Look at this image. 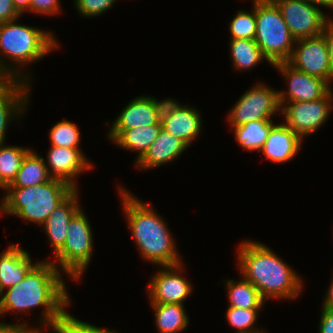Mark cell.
I'll return each mask as SVG.
<instances>
[{
    "mask_svg": "<svg viewBox=\"0 0 333 333\" xmlns=\"http://www.w3.org/2000/svg\"><path fill=\"white\" fill-rule=\"evenodd\" d=\"M321 307H329L333 309V278L331 279V285L326 290Z\"/></svg>",
    "mask_w": 333,
    "mask_h": 333,
    "instance_id": "39",
    "label": "cell"
},
{
    "mask_svg": "<svg viewBox=\"0 0 333 333\" xmlns=\"http://www.w3.org/2000/svg\"><path fill=\"white\" fill-rule=\"evenodd\" d=\"M36 263L23 247L10 244L0 253V293L21 282Z\"/></svg>",
    "mask_w": 333,
    "mask_h": 333,
    "instance_id": "21",
    "label": "cell"
},
{
    "mask_svg": "<svg viewBox=\"0 0 333 333\" xmlns=\"http://www.w3.org/2000/svg\"><path fill=\"white\" fill-rule=\"evenodd\" d=\"M31 83L21 79H0V143L12 120L21 119L29 105Z\"/></svg>",
    "mask_w": 333,
    "mask_h": 333,
    "instance_id": "15",
    "label": "cell"
},
{
    "mask_svg": "<svg viewBox=\"0 0 333 333\" xmlns=\"http://www.w3.org/2000/svg\"><path fill=\"white\" fill-rule=\"evenodd\" d=\"M333 90L312 101L280 102L282 121L301 140L315 133L331 114ZM306 136V137H305Z\"/></svg>",
    "mask_w": 333,
    "mask_h": 333,
    "instance_id": "9",
    "label": "cell"
},
{
    "mask_svg": "<svg viewBox=\"0 0 333 333\" xmlns=\"http://www.w3.org/2000/svg\"><path fill=\"white\" fill-rule=\"evenodd\" d=\"M55 333H112V330L78 320L69 314L59 325Z\"/></svg>",
    "mask_w": 333,
    "mask_h": 333,
    "instance_id": "32",
    "label": "cell"
},
{
    "mask_svg": "<svg viewBox=\"0 0 333 333\" xmlns=\"http://www.w3.org/2000/svg\"><path fill=\"white\" fill-rule=\"evenodd\" d=\"M272 1L279 8L289 32L295 40L323 34L324 27L330 20L318 5L304 0Z\"/></svg>",
    "mask_w": 333,
    "mask_h": 333,
    "instance_id": "10",
    "label": "cell"
},
{
    "mask_svg": "<svg viewBox=\"0 0 333 333\" xmlns=\"http://www.w3.org/2000/svg\"><path fill=\"white\" fill-rule=\"evenodd\" d=\"M304 1L310 2L318 6L328 7V9L331 8L333 10V0H304Z\"/></svg>",
    "mask_w": 333,
    "mask_h": 333,
    "instance_id": "41",
    "label": "cell"
},
{
    "mask_svg": "<svg viewBox=\"0 0 333 333\" xmlns=\"http://www.w3.org/2000/svg\"><path fill=\"white\" fill-rule=\"evenodd\" d=\"M184 263L160 266L147 287L150 303L183 304L192 293L193 285L183 275ZM182 272V273H181Z\"/></svg>",
    "mask_w": 333,
    "mask_h": 333,
    "instance_id": "12",
    "label": "cell"
},
{
    "mask_svg": "<svg viewBox=\"0 0 333 333\" xmlns=\"http://www.w3.org/2000/svg\"><path fill=\"white\" fill-rule=\"evenodd\" d=\"M273 67L288 84L287 92L278 91L280 102L312 101L325 97L332 90L326 80L304 73L288 62L276 63Z\"/></svg>",
    "mask_w": 333,
    "mask_h": 333,
    "instance_id": "13",
    "label": "cell"
},
{
    "mask_svg": "<svg viewBox=\"0 0 333 333\" xmlns=\"http://www.w3.org/2000/svg\"><path fill=\"white\" fill-rule=\"evenodd\" d=\"M259 311L261 309H243L228 306L225 316L228 324L236 329V333H267L255 326Z\"/></svg>",
    "mask_w": 333,
    "mask_h": 333,
    "instance_id": "30",
    "label": "cell"
},
{
    "mask_svg": "<svg viewBox=\"0 0 333 333\" xmlns=\"http://www.w3.org/2000/svg\"><path fill=\"white\" fill-rule=\"evenodd\" d=\"M14 7L23 15L25 12L30 11L31 0H12Z\"/></svg>",
    "mask_w": 333,
    "mask_h": 333,
    "instance_id": "40",
    "label": "cell"
},
{
    "mask_svg": "<svg viewBox=\"0 0 333 333\" xmlns=\"http://www.w3.org/2000/svg\"><path fill=\"white\" fill-rule=\"evenodd\" d=\"M165 99L138 96L131 100L115 118L109 130H128L149 125H161L160 117Z\"/></svg>",
    "mask_w": 333,
    "mask_h": 333,
    "instance_id": "17",
    "label": "cell"
},
{
    "mask_svg": "<svg viewBox=\"0 0 333 333\" xmlns=\"http://www.w3.org/2000/svg\"><path fill=\"white\" fill-rule=\"evenodd\" d=\"M158 333H180L189 325V316L183 304L151 303Z\"/></svg>",
    "mask_w": 333,
    "mask_h": 333,
    "instance_id": "24",
    "label": "cell"
},
{
    "mask_svg": "<svg viewBox=\"0 0 333 333\" xmlns=\"http://www.w3.org/2000/svg\"><path fill=\"white\" fill-rule=\"evenodd\" d=\"M278 91L260 82L246 90L227 115L231 127L251 121H273L272 116L281 111Z\"/></svg>",
    "mask_w": 333,
    "mask_h": 333,
    "instance_id": "8",
    "label": "cell"
},
{
    "mask_svg": "<svg viewBox=\"0 0 333 333\" xmlns=\"http://www.w3.org/2000/svg\"><path fill=\"white\" fill-rule=\"evenodd\" d=\"M47 162L46 166L52 179L63 181L74 190L79 188L76 184L78 175L93 168V164L81 149L51 146L48 150Z\"/></svg>",
    "mask_w": 333,
    "mask_h": 333,
    "instance_id": "16",
    "label": "cell"
},
{
    "mask_svg": "<svg viewBox=\"0 0 333 333\" xmlns=\"http://www.w3.org/2000/svg\"><path fill=\"white\" fill-rule=\"evenodd\" d=\"M251 11L239 10L229 23L230 39L255 40L256 35V0H252Z\"/></svg>",
    "mask_w": 333,
    "mask_h": 333,
    "instance_id": "29",
    "label": "cell"
},
{
    "mask_svg": "<svg viewBox=\"0 0 333 333\" xmlns=\"http://www.w3.org/2000/svg\"><path fill=\"white\" fill-rule=\"evenodd\" d=\"M17 21L0 23V79H21L31 83L34 79L29 75L31 72H22L21 67L41 60L60 46L53 32L17 24Z\"/></svg>",
    "mask_w": 333,
    "mask_h": 333,
    "instance_id": "4",
    "label": "cell"
},
{
    "mask_svg": "<svg viewBox=\"0 0 333 333\" xmlns=\"http://www.w3.org/2000/svg\"><path fill=\"white\" fill-rule=\"evenodd\" d=\"M229 45L231 60L237 71L249 70L260 64L262 60L271 64L255 40L230 39Z\"/></svg>",
    "mask_w": 333,
    "mask_h": 333,
    "instance_id": "27",
    "label": "cell"
},
{
    "mask_svg": "<svg viewBox=\"0 0 333 333\" xmlns=\"http://www.w3.org/2000/svg\"><path fill=\"white\" fill-rule=\"evenodd\" d=\"M321 315L319 320V333H333V309L329 307H321Z\"/></svg>",
    "mask_w": 333,
    "mask_h": 333,
    "instance_id": "36",
    "label": "cell"
},
{
    "mask_svg": "<svg viewBox=\"0 0 333 333\" xmlns=\"http://www.w3.org/2000/svg\"><path fill=\"white\" fill-rule=\"evenodd\" d=\"M51 146L81 149L79 127L70 121L62 120L53 125L49 131Z\"/></svg>",
    "mask_w": 333,
    "mask_h": 333,
    "instance_id": "31",
    "label": "cell"
},
{
    "mask_svg": "<svg viewBox=\"0 0 333 333\" xmlns=\"http://www.w3.org/2000/svg\"><path fill=\"white\" fill-rule=\"evenodd\" d=\"M0 333H33V327L29 328L26 322L8 324L0 321Z\"/></svg>",
    "mask_w": 333,
    "mask_h": 333,
    "instance_id": "37",
    "label": "cell"
},
{
    "mask_svg": "<svg viewBox=\"0 0 333 333\" xmlns=\"http://www.w3.org/2000/svg\"><path fill=\"white\" fill-rule=\"evenodd\" d=\"M179 103L176 99L165 98L160 117L161 127L190 147L202 131V116L193 106Z\"/></svg>",
    "mask_w": 333,
    "mask_h": 333,
    "instance_id": "14",
    "label": "cell"
},
{
    "mask_svg": "<svg viewBox=\"0 0 333 333\" xmlns=\"http://www.w3.org/2000/svg\"><path fill=\"white\" fill-rule=\"evenodd\" d=\"M21 16L14 7L12 0H0V23L16 20Z\"/></svg>",
    "mask_w": 333,
    "mask_h": 333,
    "instance_id": "35",
    "label": "cell"
},
{
    "mask_svg": "<svg viewBox=\"0 0 333 333\" xmlns=\"http://www.w3.org/2000/svg\"><path fill=\"white\" fill-rule=\"evenodd\" d=\"M51 179L44 158L31 149L24 157L15 180L7 188L30 187Z\"/></svg>",
    "mask_w": 333,
    "mask_h": 333,
    "instance_id": "23",
    "label": "cell"
},
{
    "mask_svg": "<svg viewBox=\"0 0 333 333\" xmlns=\"http://www.w3.org/2000/svg\"><path fill=\"white\" fill-rule=\"evenodd\" d=\"M60 0H31L30 11L40 15L54 16L60 13Z\"/></svg>",
    "mask_w": 333,
    "mask_h": 333,
    "instance_id": "34",
    "label": "cell"
},
{
    "mask_svg": "<svg viewBox=\"0 0 333 333\" xmlns=\"http://www.w3.org/2000/svg\"><path fill=\"white\" fill-rule=\"evenodd\" d=\"M323 35L326 38L327 43H328L329 62H330V67H331V71L333 74V19H330L326 23V25L324 27Z\"/></svg>",
    "mask_w": 333,
    "mask_h": 333,
    "instance_id": "38",
    "label": "cell"
},
{
    "mask_svg": "<svg viewBox=\"0 0 333 333\" xmlns=\"http://www.w3.org/2000/svg\"><path fill=\"white\" fill-rule=\"evenodd\" d=\"M302 140L284 123L275 124L260 152L271 162L284 163L296 157Z\"/></svg>",
    "mask_w": 333,
    "mask_h": 333,
    "instance_id": "19",
    "label": "cell"
},
{
    "mask_svg": "<svg viewBox=\"0 0 333 333\" xmlns=\"http://www.w3.org/2000/svg\"><path fill=\"white\" fill-rule=\"evenodd\" d=\"M93 240L92 227L81 208L71 218L63 247L54 255L58 260L54 262L56 267L73 281L80 282L91 262Z\"/></svg>",
    "mask_w": 333,
    "mask_h": 333,
    "instance_id": "7",
    "label": "cell"
},
{
    "mask_svg": "<svg viewBox=\"0 0 333 333\" xmlns=\"http://www.w3.org/2000/svg\"><path fill=\"white\" fill-rule=\"evenodd\" d=\"M116 0H74L79 15L93 18L102 15L114 6Z\"/></svg>",
    "mask_w": 333,
    "mask_h": 333,
    "instance_id": "33",
    "label": "cell"
},
{
    "mask_svg": "<svg viewBox=\"0 0 333 333\" xmlns=\"http://www.w3.org/2000/svg\"><path fill=\"white\" fill-rule=\"evenodd\" d=\"M188 148L182 140L161 129L154 143L134 165L142 170L160 167L175 161Z\"/></svg>",
    "mask_w": 333,
    "mask_h": 333,
    "instance_id": "20",
    "label": "cell"
},
{
    "mask_svg": "<svg viewBox=\"0 0 333 333\" xmlns=\"http://www.w3.org/2000/svg\"><path fill=\"white\" fill-rule=\"evenodd\" d=\"M287 62L304 73L326 80L330 85L333 81L328 43L323 34L295 40Z\"/></svg>",
    "mask_w": 333,
    "mask_h": 333,
    "instance_id": "11",
    "label": "cell"
},
{
    "mask_svg": "<svg viewBox=\"0 0 333 333\" xmlns=\"http://www.w3.org/2000/svg\"><path fill=\"white\" fill-rule=\"evenodd\" d=\"M61 274L53 262L38 260L21 282L0 293V316L10 311L28 315L33 308L41 307L42 316L37 321L39 328L34 327L33 333H42L48 327L56 332L70 314L65 309L71 303Z\"/></svg>",
    "mask_w": 333,
    "mask_h": 333,
    "instance_id": "1",
    "label": "cell"
},
{
    "mask_svg": "<svg viewBox=\"0 0 333 333\" xmlns=\"http://www.w3.org/2000/svg\"><path fill=\"white\" fill-rule=\"evenodd\" d=\"M237 255L241 277L250 281L266 301L271 298L293 300L301 295L304 287L301 276L269 246L242 240Z\"/></svg>",
    "mask_w": 333,
    "mask_h": 333,
    "instance_id": "2",
    "label": "cell"
},
{
    "mask_svg": "<svg viewBox=\"0 0 333 333\" xmlns=\"http://www.w3.org/2000/svg\"><path fill=\"white\" fill-rule=\"evenodd\" d=\"M0 143V189L5 190L15 180L26 154L27 147L9 146Z\"/></svg>",
    "mask_w": 333,
    "mask_h": 333,
    "instance_id": "28",
    "label": "cell"
},
{
    "mask_svg": "<svg viewBox=\"0 0 333 333\" xmlns=\"http://www.w3.org/2000/svg\"><path fill=\"white\" fill-rule=\"evenodd\" d=\"M161 129V125H149L128 130H108L107 136L120 148L137 152L136 162L154 143Z\"/></svg>",
    "mask_w": 333,
    "mask_h": 333,
    "instance_id": "22",
    "label": "cell"
},
{
    "mask_svg": "<svg viewBox=\"0 0 333 333\" xmlns=\"http://www.w3.org/2000/svg\"><path fill=\"white\" fill-rule=\"evenodd\" d=\"M118 189L125 219L140 256L158 267L182 263L165 219L128 189L123 186Z\"/></svg>",
    "mask_w": 333,
    "mask_h": 333,
    "instance_id": "3",
    "label": "cell"
},
{
    "mask_svg": "<svg viewBox=\"0 0 333 333\" xmlns=\"http://www.w3.org/2000/svg\"><path fill=\"white\" fill-rule=\"evenodd\" d=\"M79 189L73 190L47 217L42 225L55 255L64 245L71 218L81 209Z\"/></svg>",
    "mask_w": 333,
    "mask_h": 333,
    "instance_id": "18",
    "label": "cell"
},
{
    "mask_svg": "<svg viewBox=\"0 0 333 333\" xmlns=\"http://www.w3.org/2000/svg\"><path fill=\"white\" fill-rule=\"evenodd\" d=\"M255 42L272 66L287 62L292 54L295 39L272 0H256Z\"/></svg>",
    "mask_w": 333,
    "mask_h": 333,
    "instance_id": "6",
    "label": "cell"
},
{
    "mask_svg": "<svg viewBox=\"0 0 333 333\" xmlns=\"http://www.w3.org/2000/svg\"><path fill=\"white\" fill-rule=\"evenodd\" d=\"M225 282L228 306L243 309H261L263 307L266 300L250 281L242 277L239 281L227 279Z\"/></svg>",
    "mask_w": 333,
    "mask_h": 333,
    "instance_id": "25",
    "label": "cell"
},
{
    "mask_svg": "<svg viewBox=\"0 0 333 333\" xmlns=\"http://www.w3.org/2000/svg\"><path fill=\"white\" fill-rule=\"evenodd\" d=\"M275 124L273 121H251L233 127L235 140L244 150L259 152Z\"/></svg>",
    "mask_w": 333,
    "mask_h": 333,
    "instance_id": "26",
    "label": "cell"
},
{
    "mask_svg": "<svg viewBox=\"0 0 333 333\" xmlns=\"http://www.w3.org/2000/svg\"><path fill=\"white\" fill-rule=\"evenodd\" d=\"M63 181L51 179L44 184L6 188L0 214L14 215L23 221L42 226L51 212L73 191Z\"/></svg>",
    "mask_w": 333,
    "mask_h": 333,
    "instance_id": "5",
    "label": "cell"
}]
</instances>
